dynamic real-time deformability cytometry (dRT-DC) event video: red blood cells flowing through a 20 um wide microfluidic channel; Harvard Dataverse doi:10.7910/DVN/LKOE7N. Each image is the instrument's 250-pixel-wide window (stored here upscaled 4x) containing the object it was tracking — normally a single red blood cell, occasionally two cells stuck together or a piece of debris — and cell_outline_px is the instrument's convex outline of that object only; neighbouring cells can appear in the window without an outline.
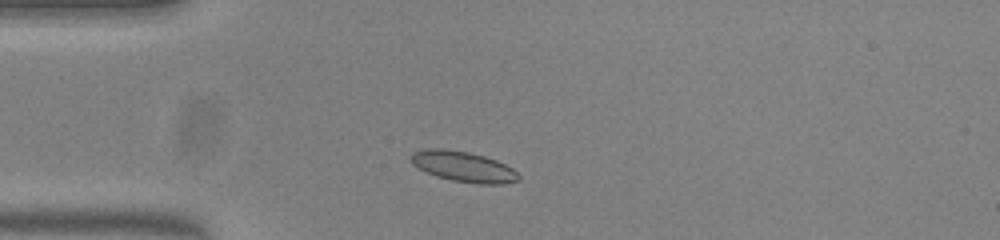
{"species": "common noctule bat (a hibernating species)", "species_latin": "Nyctalus noctula", "temperature_condition": "warm", "stored_images_in_passage": 41, "camera_frame_rate_fps": 3000, "um_per_image_px": 0.085, "animal": {"sex": "female", "body_mass_g": 23.0, "forearm_length_mm": 53.4}, "frame": {"image": 1, "passage_image": 1, "time_ms": 0.0, "image_size_px": [1000, 240], "cell_outline_px": [[520, 180], [500, 184], [476, 184], [452, 180], [436, 176], [412, 164], [408, 156], [412, 152], [428, 148], [440, 148], [468, 152], [484, 156], [496, 160], [512, 168], [520, 176]], "centroid_in_image_um": [39.37, 14.16], "position_along_channel_um": 45.6, "area_um2": 19.07}}
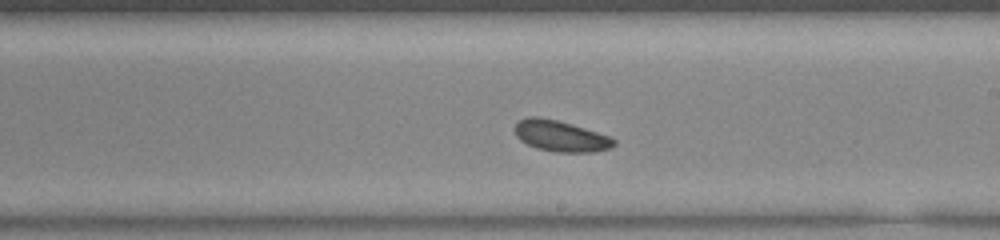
{"frame": {"image": 2, "passage_image": 18, "time_ms": 5.667, "image_size_px": [1000, 240], "cell_outline_px": [[616, 144], [612, 148], [592, 152], [556, 152], [536, 148], [520, 140], [516, 136], [516, 124], [520, 120], [528, 116], [540, 116], [572, 124], [608, 136], [616, 140]], "centroid_in_image_um": [47.66, 11.57], "position_along_channel_um": 241.3, "area_um2": 17.8}}
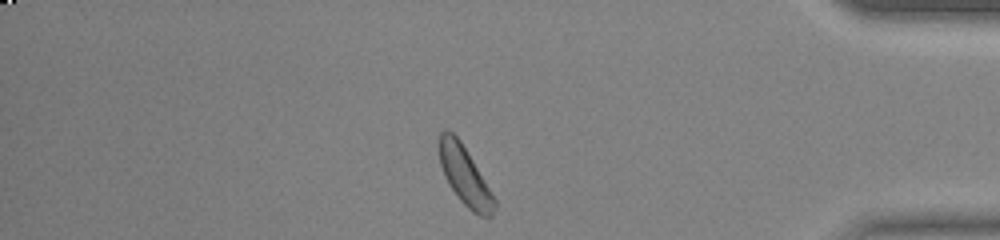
{"frame": {"image": 3, "passage_image": 33, "time_ms": 10.667, "image_size_px": [1000, 240], "cell_outline_px": [[496, 208], [492, 216], [480, 216], [472, 212], [460, 200], [448, 184], [444, 176], [440, 164], [440, 132], [444, 128], [448, 128], [460, 140], [496, 200]], "centroid_in_image_um": [39.5, 14.95], "position_along_channel_um": 395.7, "area_um2": 18.55}}